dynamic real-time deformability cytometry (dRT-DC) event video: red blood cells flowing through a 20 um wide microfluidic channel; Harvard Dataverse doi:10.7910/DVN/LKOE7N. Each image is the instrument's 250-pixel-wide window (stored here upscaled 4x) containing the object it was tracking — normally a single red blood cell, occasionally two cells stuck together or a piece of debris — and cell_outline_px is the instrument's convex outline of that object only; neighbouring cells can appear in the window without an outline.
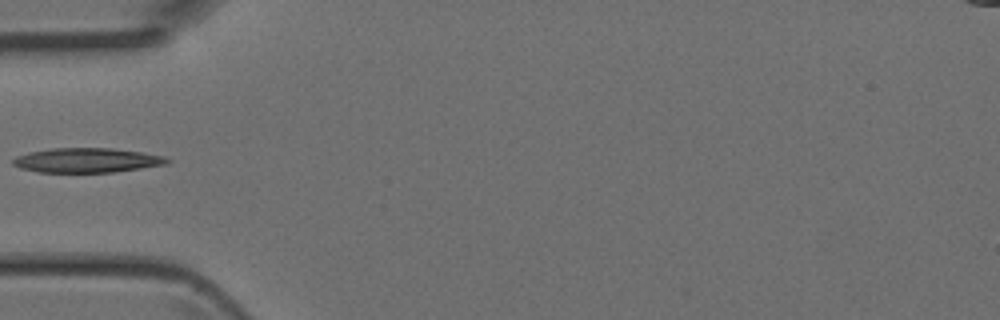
{"species": "Egyptian fruit bat (a non-hibernating species)", "species_latin": "Rousettus aegyptiacus", "temperature_condition": "room temperature", "stored_images_in_passage": 5, "camera_frame_rate_fps": 3000, "um_per_image_px": 0.085, "animal": {"sex": "female"}, "frame": {"image": 1, "passage_image": 5, "time_ms": 1.333, "image_size_px": [1000, 320], "cell_outline_px": [[172, 160], [168, 164], [112, 172], [40, 172], [20, 168], [12, 164], [12, 160], [16, 156], [28, 152], [52, 148], [112, 148], [144, 152], [164, 156]], "centroid_in_image_um": [7.4, 13.61], "position_along_channel_um": 77.6, "area_um2": 22.14}}